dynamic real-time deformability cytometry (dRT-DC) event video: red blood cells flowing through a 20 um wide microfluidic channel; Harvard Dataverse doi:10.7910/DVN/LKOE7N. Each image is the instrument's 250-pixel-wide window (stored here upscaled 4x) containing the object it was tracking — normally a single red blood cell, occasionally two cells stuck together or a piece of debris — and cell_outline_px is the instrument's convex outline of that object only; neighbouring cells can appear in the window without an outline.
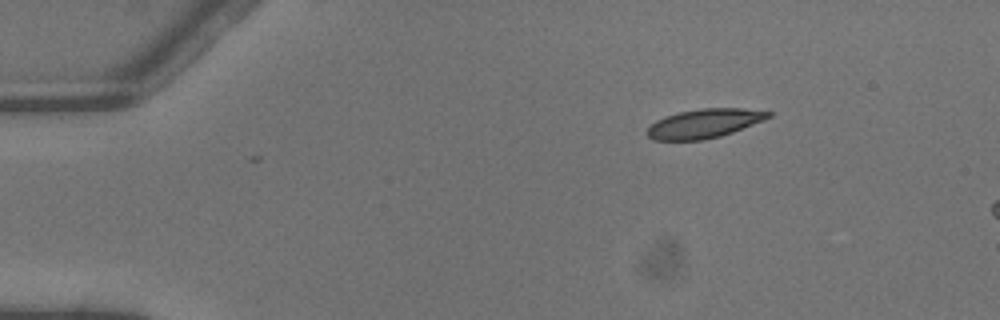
{"species": "common noctule bat (a hibernating species)", "species_latin": "Nyctalus noctula", "temperature_condition": "warm", "stored_images_in_passage": 2, "camera_frame_rate_fps": 3000, "um_per_image_px": 0.085, "animal": {"sex": "male", "body_mass_g": 13.3}, "frame": {"image": 1, "passage_image": 2, "time_ms": 0.333, "image_size_px": [1000, 320], "cell_outline_px": [[772, 116], [764, 120], [732, 132], [720, 136], [704, 140], [652, 140], [644, 132], [656, 120], [664, 116], [680, 112], [700, 108], [740, 108], [772, 112]], "centroid_in_image_um": [59.83, 10.5], "position_along_channel_um": 25.2, "area_um2": 20.52}}